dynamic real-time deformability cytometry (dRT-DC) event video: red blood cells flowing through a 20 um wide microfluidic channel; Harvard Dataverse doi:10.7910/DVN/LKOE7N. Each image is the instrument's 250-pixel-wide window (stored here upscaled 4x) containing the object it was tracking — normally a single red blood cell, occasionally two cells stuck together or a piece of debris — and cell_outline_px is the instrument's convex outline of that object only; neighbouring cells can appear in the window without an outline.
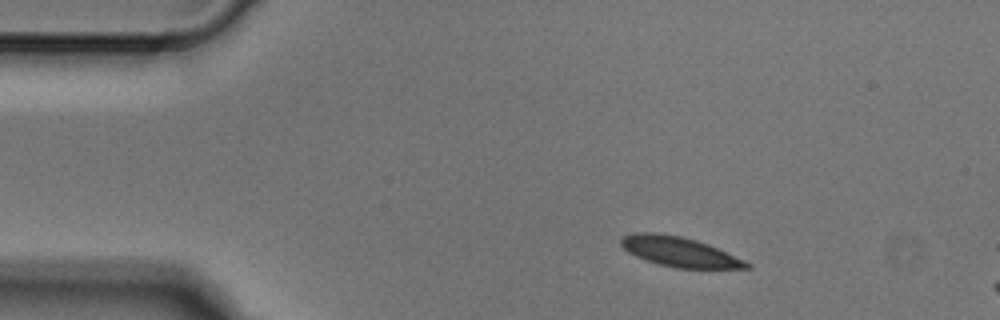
{"species": "Egyptian fruit bat (a non-hibernating species)", "species_latin": "Rousettus aegyptiacus", "temperature_condition": "cold", "stored_images_in_passage": 3, "camera_frame_rate_fps": 3000, "um_per_image_px": 0.085, "animal": {"sex": "male"}, "frame": {"image": 1, "passage_image": 1, "time_ms": 0.0, "image_size_px": [1000, 320], "cell_outline_px": [[752, 268], [676, 268], [660, 264], [636, 256], [628, 252], [620, 244], [620, 240], [624, 236], [636, 232], [656, 232], [680, 236], [696, 240], [708, 244], [744, 260], [752, 264]], "centroid_in_image_um": [57.75, 21.39], "position_along_channel_um": 27.3, "area_um2": 21.56}}